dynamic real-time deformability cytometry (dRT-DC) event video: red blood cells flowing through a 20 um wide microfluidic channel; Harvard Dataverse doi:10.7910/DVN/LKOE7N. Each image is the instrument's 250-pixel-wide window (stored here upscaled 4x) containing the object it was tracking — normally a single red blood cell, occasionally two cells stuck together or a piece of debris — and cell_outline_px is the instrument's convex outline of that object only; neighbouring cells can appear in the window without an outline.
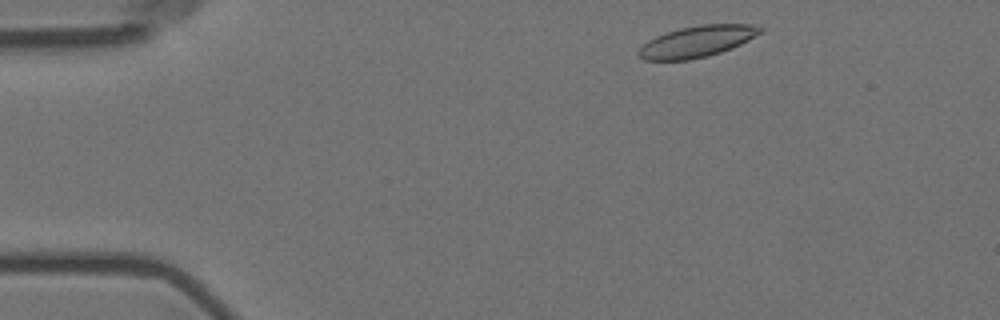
{"species": "Egyptian fruit bat (a non-hibernating species)", "species_latin": "Rousettus aegyptiacus", "temperature_condition": "room temperature", "stored_images_in_passage": 13, "camera_frame_rate_fps": 3000, "um_per_image_px": 0.085, "animal": {"sex": "female"}, "frame": {"image": 1, "passage_image": 1, "time_ms": 0.0, "image_size_px": [1000, 320], "cell_outline_px": [[764, 32], [732, 48], [708, 56], [692, 60], [644, 60], [636, 52], [648, 40], [664, 32], [680, 28], [700, 24], [752, 24], [764, 28]], "centroid_in_image_um": [59.27, 3.52], "position_along_channel_um": 25.7, "area_um2": 22.37}}
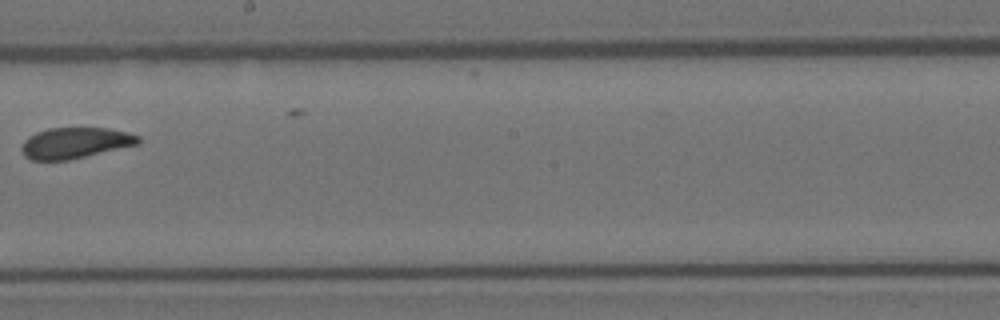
{"frame": {"image": 2, "passage_image": 7, "time_ms": 2.0, "image_size_px": [1000, 320], "cell_outline_px": [[140, 144], [68, 160], [32, 160], [24, 156], [24, 140], [28, 136], [36, 132], [48, 128], [108, 128], [128, 132], [140, 136]], "centroid_in_image_um": [6.43, 12.14], "position_along_channel_um": 241.8, "area_um2": 20.92}}
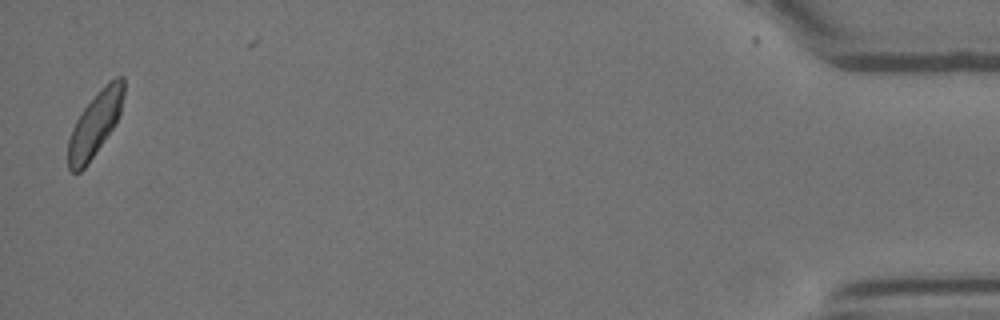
{"frame": {"image": 3, "passage_image": 13, "time_ms": 4.0, "image_size_px": [1000, 320], "cell_outline_px": [[124, 92], [120, 116], [116, 124], [88, 164], [80, 172], [72, 172], [68, 168], [68, 140], [72, 128], [80, 112], [100, 88], [108, 80], [116, 76], [124, 76]], "centroid_in_image_um": [8.09, 10.51], "position_along_channel_um": 427.1, "area_um2": 21.15}}